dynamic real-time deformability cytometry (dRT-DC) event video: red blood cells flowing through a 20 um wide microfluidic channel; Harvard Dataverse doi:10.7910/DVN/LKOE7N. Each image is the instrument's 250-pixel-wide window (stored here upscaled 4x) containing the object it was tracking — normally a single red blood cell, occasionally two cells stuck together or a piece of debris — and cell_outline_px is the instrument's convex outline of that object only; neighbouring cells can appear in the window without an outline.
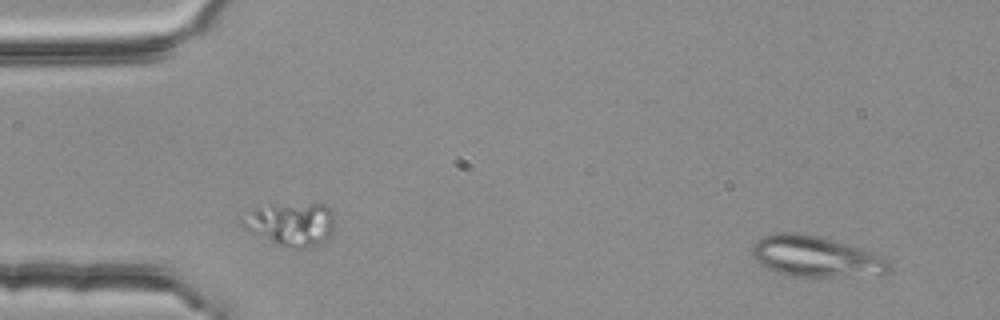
{"species": "common noctule bat (a hibernating species)", "species_latin": "Nyctalus noctula", "temperature_condition": "room temperature", "stored_images_in_passage": 2, "segment_of_instrument_passage": [2, 2], "camera_frame_rate_fps": 3000, "um_per_image_px": 0.085, "animal": {"sex": "female", "body_mass_g": 25.1}, "frame": {"image": 1, "passage_image": 2, "time_ms": 0.333, "image_size_px": [1000, 320], "cell_outline_px": [[892, 268], [888, 272], [880, 276], [792, 276], [776, 272], [760, 264], [752, 256], [752, 248], [756, 240], [764, 236], [776, 232], [800, 232], [816, 236], [860, 248], [872, 252], [888, 260], [892, 264]], "centroid_in_image_um": [69.36, 21.82], "position_along_channel_um": 15.6, "area_um2": 32.66}}